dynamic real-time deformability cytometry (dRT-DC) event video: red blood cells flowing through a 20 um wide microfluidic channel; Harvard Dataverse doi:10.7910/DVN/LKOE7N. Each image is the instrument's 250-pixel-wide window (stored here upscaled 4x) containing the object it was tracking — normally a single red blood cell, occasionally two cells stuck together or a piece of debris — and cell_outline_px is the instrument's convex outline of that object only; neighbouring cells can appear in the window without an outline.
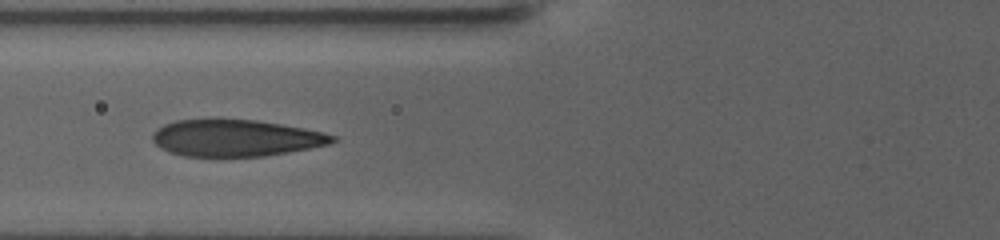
{"species": "human", "species_latin": "Homo sapiens", "temperature_condition": "warm", "stored_images_in_passage": 32, "camera_frame_rate_fps": 3000, "um_per_image_px": 0.085, "donor": {"sex": "female"}, "frame": {"image": 1, "passage_image": 5, "time_ms": 2.667, "image_size_px": [1000, 240], "cell_outline_px": [[336, 140], [328, 144], [288, 152], [264, 156], [184, 156], [168, 152], [156, 144], [152, 140], [152, 136], [164, 124], [176, 120], [256, 120], [304, 128], [324, 132], [336, 136]], "centroid_in_image_um": [20.05, 11.74], "position_along_channel_um": 105.8, "area_um2": 37.97}}
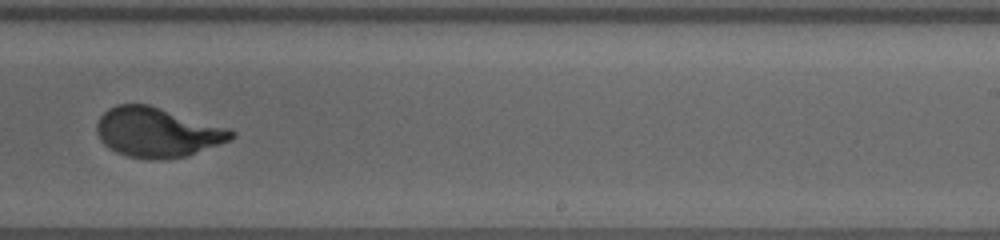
{"frame": {"image": 2, "passage_image": 14, "time_ms": 8.667, "image_size_px": [1000, 240], "cell_outline_px": [[236, 136], [220, 144], [188, 156], [164, 160], [148, 160], [128, 156], [116, 152], [104, 144], [100, 140], [96, 132], [96, 124], [100, 116], [108, 108], [116, 104], [148, 104], [228, 128], [236, 132]], "centroid_in_image_um": [13.35, 11.26], "position_along_channel_um": 275.7, "area_um2": 39.13}}
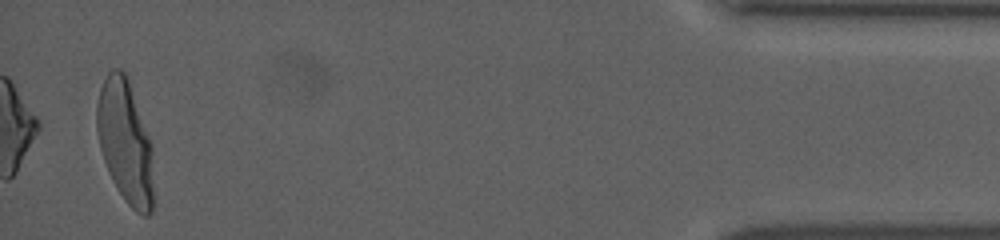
{"frame": {"image": 3, "passage_image": 32, "time_ms": 16.333, "image_size_px": [1000, 240], "cell_outline_px": [[152, 212], [148, 216], [144, 216], [136, 212], [124, 200], [112, 180], [108, 172], [100, 148], [96, 132], [96, 104], [100, 88], [108, 72], [112, 68], [120, 68], [128, 76], [152, 144]], "centroid_in_image_um": [10.63, 12.01], "position_along_channel_um": 424.6, "area_um2": 40.92}, "authors_computed_cell_mechanics": {"area_um2": 38.3503, "velocity_mm_per_s": 2.8318, "shape_relaxation_time_tau1_ms": 4.7923, "shape_relaxation_time_tau2_ms": null, "deformation_change_tau1": 0.2321, "deformation_change_tau2": null}}